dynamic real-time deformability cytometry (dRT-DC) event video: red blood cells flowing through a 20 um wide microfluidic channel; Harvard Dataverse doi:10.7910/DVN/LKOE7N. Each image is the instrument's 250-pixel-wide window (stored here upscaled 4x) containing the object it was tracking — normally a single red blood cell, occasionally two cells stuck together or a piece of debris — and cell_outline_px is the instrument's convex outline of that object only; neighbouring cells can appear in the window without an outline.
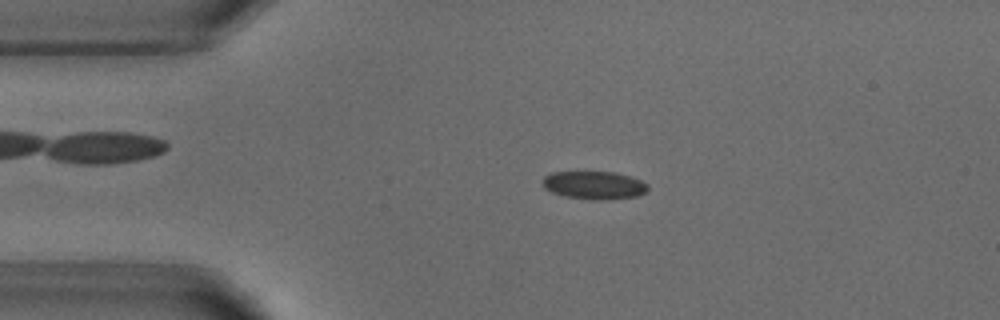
{"species": "common noctule bat (a hibernating species)", "species_latin": "Nyctalus noctula", "temperature_condition": "warm", "stored_images_in_passage": 51, "camera_frame_rate_fps": 3000, "um_per_image_px": 0.085, "animal": {"sex": "male", "body_mass_g": 18.8}, "frame": {"image": 1, "passage_image": 10, "time_ms": 3.0, "image_size_px": [1000, 320], "cell_outline_px": [[648, 192], [636, 196], [608, 200], [592, 200], [564, 196], [552, 192], [544, 188], [544, 176], [552, 172], [616, 172], [640, 180], [648, 184]], "centroid_in_image_um": [50.53, 15.75], "position_along_channel_um": 34.5, "area_um2": 17.22}}
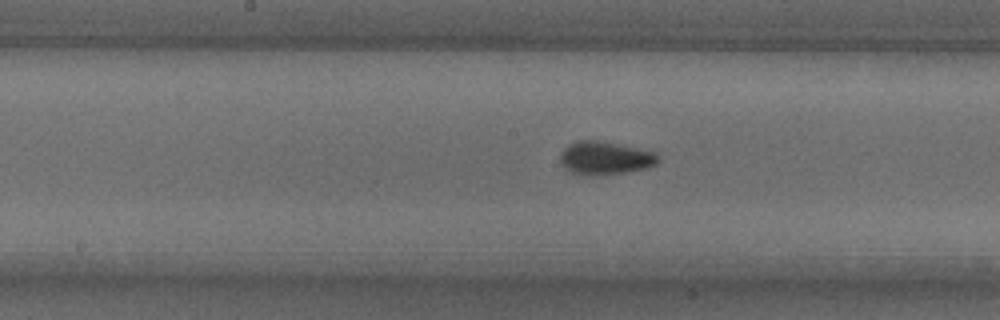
{"frame": {"image": 2, "passage_image": 25, "time_ms": 8.0, "image_size_px": [1000, 320], "cell_outline_px": [[660, 160], [656, 164], [644, 168], [628, 172], [592, 176], [580, 176], [564, 168], [560, 160], [560, 152], [568, 144], [580, 140], [596, 140], [656, 152], [660, 156]], "centroid_in_image_um": [51.41, 13.45], "position_along_channel_um": 196.8, "area_um2": 19.07}}
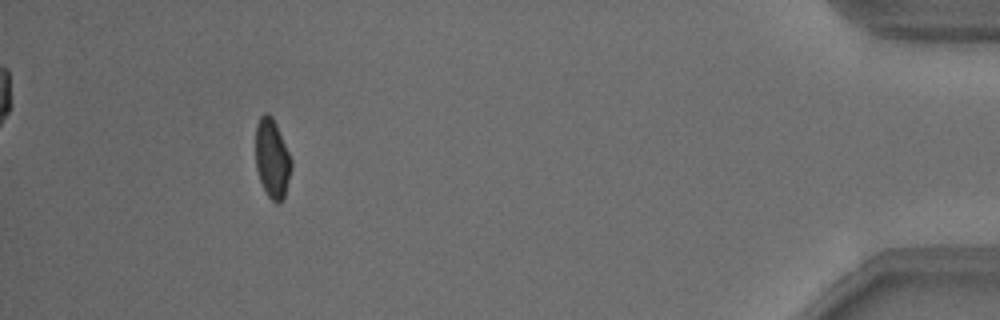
{"frame": {"image": 3, "passage_image": 47, "time_ms": 15.333, "image_size_px": [1000, 320], "cell_outline_px": [[292, 168], [284, 196], [280, 204], [276, 204], [268, 196], [260, 180], [256, 168], [256, 124], [260, 116], [264, 112], [268, 112], [272, 116], [276, 124], [292, 160]], "centroid_in_image_um": [23.13, 13.47], "position_along_channel_um": 412.1, "area_um2": 16.47}, "authors_computed_cell_mechanics": {"area_um2": 17.3978, "velocity_mm_per_s": 3.8402, "shape_relaxation_time_tau1_ms": 3.8368, "shape_relaxation_time_tau2_ms": 1.0507, "deformation_change_tau1": 0.0947, "deformation_change_tau2": 0.04}}